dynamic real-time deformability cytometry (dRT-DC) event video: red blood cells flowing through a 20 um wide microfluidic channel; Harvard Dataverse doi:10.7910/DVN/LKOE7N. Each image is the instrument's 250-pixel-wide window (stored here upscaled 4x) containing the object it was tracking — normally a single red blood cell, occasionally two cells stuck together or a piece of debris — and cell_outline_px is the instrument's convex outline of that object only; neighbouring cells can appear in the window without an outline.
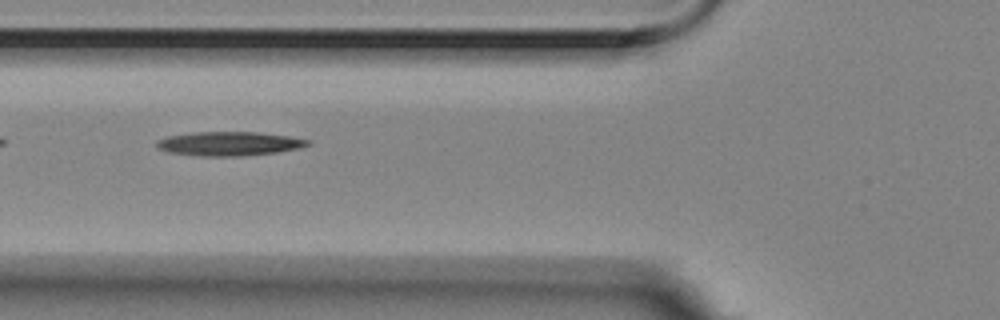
{"species": "Egyptian fruit bat (a non-hibernating species)", "species_latin": "Rousettus aegyptiacus", "temperature_condition": "room temperature", "stored_images_in_passage": 4, "camera_frame_rate_fps": 3000, "um_per_image_px": 0.085, "animal": {"sex": "female"}, "frame": {"image": 1, "passage_image": 4, "time_ms": 1.0, "image_size_px": [1000, 320], "cell_outline_px": [[312, 144], [300, 148], [276, 152], [240, 156], [200, 156], [168, 152], [160, 148], [156, 144], [156, 140], [168, 136], [192, 132], [260, 132], [288, 136], [312, 140]], "centroid_in_image_um": [19.51, 12.2], "position_along_channel_um": 106.3, "area_um2": 21.21}}